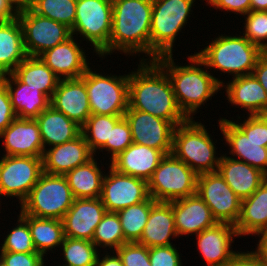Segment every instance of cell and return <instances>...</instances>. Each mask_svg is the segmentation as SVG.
I'll list each match as a JSON object with an SVG mask.
<instances>
[{"label":"cell","mask_w":267,"mask_h":266,"mask_svg":"<svg viewBox=\"0 0 267 266\" xmlns=\"http://www.w3.org/2000/svg\"><path fill=\"white\" fill-rule=\"evenodd\" d=\"M128 110H140L170 121L175 127L188 118L179 108L167 73L155 61H139L129 72Z\"/></svg>","instance_id":"1"},{"label":"cell","mask_w":267,"mask_h":266,"mask_svg":"<svg viewBox=\"0 0 267 266\" xmlns=\"http://www.w3.org/2000/svg\"><path fill=\"white\" fill-rule=\"evenodd\" d=\"M191 54L187 59L190 63L185 66L176 64L173 55H163L155 60L167 73L178 106L188 119H194L193 115L197 110L209 99L211 100L212 96L217 95L225 84L224 80L209 73L210 71L195 52Z\"/></svg>","instance_id":"2"},{"label":"cell","mask_w":267,"mask_h":266,"mask_svg":"<svg viewBox=\"0 0 267 266\" xmlns=\"http://www.w3.org/2000/svg\"><path fill=\"white\" fill-rule=\"evenodd\" d=\"M112 5L109 55L115 51L131 57L143 53L139 61H150L152 0H114Z\"/></svg>","instance_id":"3"},{"label":"cell","mask_w":267,"mask_h":266,"mask_svg":"<svg viewBox=\"0 0 267 266\" xmlns=\"http://www.w3.org/2000/svg\"><path fill=\"white\" fill-rule=\"evenodd\" d=\"M244 121L218 120L231 158L259 169L267 176V122L260 115H248ZM238 157V158H237Z\"/></svg>","instance_id":"4"},{"label":"cell","mask_w":267,"mask_h":266,"mask_svg":"<svg viewBox=\"0 0 267 266\" xmlns=\"http://www.w3.org/2000/svg\"><path fill=\"white\" fill-rule=\"evenodd\" d=\"M237 35H218L195 54L210 71L215 69L232 78L252 74L264 52L245 36Z\"/></svg>","instance_id":"5"},{"label":"cell","mask_w":267,"mask_h":266,"mask_svg":"<svg viewBox=\"0 0 267 266\" xmlns=\"http://www.w3.org/2000/svg\"><path fill=\"white\" fill-rule=\"evenodd\" d=\"M207 131L201 121L188 119L176 126L173 133L171 153L197 175L216 172L221 159V154L216 153L217 142Z\"/></svg>","instance_id":"6"},{"label":"cell","mask_w":267,"mask_h":266,"mask_svg":"<svg viewBox=\"0 0 267 266\" xmlns=\"http://www.w3.org/2000/svg\"><path fill=\"white\" fill-rule=\"evenodd\" d=\"M196 0H152L150 61L173 55L177 35L185 28Z\"/></svg>","instance_id":"7"},{"label":"cell","mask_w":267,"mask_h":266,"mask_svg":"<svg viewBox=\"0 0 267 266\" xmlns=\"http://www.w3.org/2000/svg\"><path fill=\"white\" fill-rule=\"evenodd\" d=\"M75 197L64 175L42 173L20 205V215L62 220Z\"/></svg>","instance_id":"8"},{"label":"cell","mask_w":267,"mask_h":266,"mask_svg":"<svg viewBox=\"0 0 267 266\" xmlns=\"http://www.w3.org/2000/svg\"><path fill=\"white\" fill-rule=\"evenodd\" d=\"M113 5L110 0H77L74 36L80 34L83 41L91 43L98 57L109 55V39L112 28Z\"/></svg>","instance_id":"9"},{"label":"cell","mask_w":267,"mask_h":266,"mask_svg":"<svg viewBox=\"0 0 267 266\" xmlns=\"http://www.w3.org/2000/svg\"><path fill=\"white\" fill-rule=\"evenodd\" d=\"M197 177L186 163L167 154L147 181L150 197L169 203L196 194Z\"/></svg>","instance_id":"10"},{"label":"cell","mask_w":267,"mask_h":266,"mask_svg":"<svg viewBox=\"0 0 267 266\" xmlns=\"http://www.w3.org/2000/svg\"><path fill=\"white\" fill-rule=\"evenodd\" d=\"M91 114L124 115L128 110L129 73L105 74L92 68L84 73Z\"/></svg>","instance_id":"11"},{"label":"cell","mask_w":267,"mask_h":266,"mask_svg":"<svg viewBox=\"0 0 267 266\" xmlns=\"http://www.w3.org/2000/svg\"><path fill=\"white\" fill-rule=\"evenodd\" d=\"M0 157V196L16 197L21 205L43 173L42 157Z\"/></svg>","instance_id":"12"},{"label":"cell","mask_w":267,"mask_h":266,"mask_svg":"<svg viewBox=\"0 0 267 266\" xmlns=\"http://www.w3.org/2000/svg\"><path fill=\"white\" fill-rule=\"evenodd\" d=\"M17 18L28 56L39 57L72 36L71 29L66 25L36 14L30 7L18 10Z\"/></svg>","instance_id":"13"},{"label":"cell","mask_w":267,"mask_h":266,"mask_svg":"<svg viewBox=\"0 0 267 266\" xmlns=\"http://www.w3.org/2000/svg\"><path fill=\"white\" fill-rule=\"evenodd\" d=\"M196 193L210 208L218 223L236 225L242 199L234 193L218 171L199 174Z\"/></svg>","instance_id":"14"},{"label":"cell","mask_w":267,"mask_h":266,"mask_svg":"<svg viewBox=\"0 0 267 266\" xmlns=\"http://www.w3.org/2000/svg\"><path fill=\"white\" fill-rule=\"evenodd\" d=\"M107 169L109 170L103 178L100 196L107 212L116 213L150 198L146 180L121 174L110 163Z\"/></svg>","instance_id":"15"},{"label":"cell","mask_w":267,"mask_h":266,"mask_svg":"<svg viewBox=\"0 0 267 266\" xmlns=\"http://www.w3.org/2000/svg\"><path fill=\"white\" fill-rule=\"evenodd\" d=\"M124 117L131 128L132 142L162 151L172 152L175 126L167 120L140 110H127Z\"/></svg>","instance_id":"16"},{"label":"cell","mask_w":267,"mask_h":266,"mask_svg":"<svg viewBox=\"0 0 267 266\" xmlns=\"http://www.w3.org/2000/svg\"><path fill=\"white\" fill-rule=\"evenodd\" d=\"M236 228L228 223H216L196 235L197 250L206 261L205 266H228L240 251L232 249Z\"/></svg>","instance_id":"17"},{"label":"cell","mask_w":267,"mask_h":266,"mask_svg":"<svg viewBox=\"0 0 267 266\" xmlns=\"http://www.w3.org/2000/svg\"><path fill=\"white\" fill-rule=\"evenodd\" d=\"M106 212L100 197L75 199L62 218L64 236L92 241L95 228Z\"/></svg>","instance_id":"18"},{"label":"cell","mask_w":267,"mask_h":266,"mask_svg":"<svg viewBox=\"0 0 267 266\" xmlns=\"http://www.w3.org/2000/svg\"><path fill=\"white\" fill-rule=\"evenodd\" d=\"M50 105L82 127L91 115L84 74L80 78L60 79Z\"/></svg>","instance_id":"19"},{"label":"cell","mask_w":267,"mask_h":266,"mask_svg":"<svg viewBox=\"0 0 267 266\" xmlns=\"http://www.w3.org/2000/svg\"><path fill=\"white\" fill-rule=\"evenodd\" d=\"M0 138L4 144L3 156H43L44 146L35 119L16 117L0 134Z\"/></svg>","instance_id":"20"},{"label":"cell","mask_w":267,"mask_h":266,"mask_svg":"<svg viewBox=\"0 0 267 266\" xmlns=\"http://www.w3.org/2000/svg\"><path fill=\"white\" fill-rule=\"evenodd\" d=\"M82 47L72 35L39 57L60 79L80 78L91 64Z\"/></svg>","instance_id":"21"},{"label":"cell","mask_w":267,"mask_h":266,"mask_svg":"<svg viewBox=\"0 0 267 266\" xmlns=\"http://www.w3.org/2000/svg\"><path fill=\"white\" fill-rule=\"evenodd\" d=\"M93 157L95 156L81 133L73 140L44 149L43 172L51 175H65Z\"/></svg>","instance_id":"22"},{"label":"cell","mask_w":267,"mask_h":266,"mask_svg":"<svg viewBox=\"0 0 267 266\" xmlns=\"http://www.w3.org/2000/svg\"><path fill=\"white\" fill-rule=\"evenodd\" d=\"M172 208L178 238L197 235L217 223L210 208L197 193L172 201Z\"/></svg>","instance_id":"23"},{"label":"cell","mask_w":267,"mask_h":266,"mask_svg":"<svg viewBox=\"0 0 267 266\" xmlns=\"http://www.w3.org/2000/svg\"><path fill=\"white\" fill-rule=\"evenodd\" d=\"M165 154L142 144L132 143L111 162L117 172L148 181Z\"/></svg>","instance_id":"24"},{"label":"cell","mask_w":267,"mask_h":266,"mask_svg":"<svg viewBox=\"0 0 267 266\" xmlns=\"http://www.w3.org/2000/svg\"><path fill=\"white\" fill-rule=\"evenodd\" d=\"M225 88L226 98L235 107L247 111L248 115L262 114L267 111V94L253 74L232 78ZM245 109V110H244Z\"/></svg>","instance_id":"25"},{"label":"cell","mask_w":267,"mask_h":266,"mask_svg":"<svg viewBox=\"0 0 267 266\" xmlns=\"http://www.w3.org/2000/svg\"><path fill=\"white\" fill-rule=\"evenodd\" d=\"M226 155H221L217 171L240 199L251 196L267 176L259 169Z\"/></svg>","instance_id":"26"},{"label":"cell","mask_w":267,"mask_h":266,"mask_svg":"<svg viewBox=\"0 0 267 266\" xmlns=\"http://www.w3.org/2000/svg\"><path fill=\"white\" fill-rule=\"evenodd\" d=\"M6 85L13 110L18 118L36 119L50 106V98L39 89L22 83L13 73L0 76Z\"/></svg>","instance_id":"27"},{"label":"cell","mask_w":267,"mask_h":266,"mask_svg":"<svg viewBox=\"0 0 267 266\" xmlns=\"http://www.w3.org/2000/svg\"><path fill=\"white\" fill-rule=\"evenodd\" d=\"M178 237L175 228L172 202H157L149 213V218L138 243L151 248L173 245L172 238Z\"/></svg>","instance_id":"28"},{"label":"cell","mask_w":267,"mask_h":266,"mask_svg":"<svg viewBox=\"0 0 267 266\" xmlns=\"http://www.w3.org/2000/svg\"><path fill=\"white\" fill-rule=\"evenodd\" d=\"M35 120L40 128L44 149L73 140L81 134V126L51 105Z\"/></svg>","instance_id":"29"},{"label":"cell","mask_w":267,"mask_h":266,"mask_svg":"<svg viewBox=\"0 0 267 266\" xmlns=\"http://www.w3.org/2000/svg\"><path fill=\"white\" fill-rule=\"evenodd\" d=\"M235 228L240 238L255 236L267 228V178L251 196L242 199Z\"/></svg>","instance_id":"30"},{"label":"cell","mask_w":267,"mask_h":266,"mask_svg":"<svg viewBox=\"0 0 267 266\" xmlns=\"http://www.w3.org/2000/svg\"><path fill=\"white\" fill-rule=\"evenodd\" d=\"M27 56L18 18L0 22V76L12 73Z\"/></svg>","instance_id":"31"},{"label":"cell","mask_w":267,"mask_h":266,"mask_svg":"<svg viewBox=\"0 0 267 266\" xmlns=\"http://www.w3.org/2000/svg\"><path fill=\"white\" fill-rule=\"evenodd\" d=\"M96 160L93 157L87 163L68 171L64 175L75 199L99 198L101 196L102 182L106 172L102 171L100 168L102 166H99Z\"/></svg>","instance_id":"32"},{"label":"cell","mask_w":267,"mask_h":266,"mask_svg":"<svg viewBox=\"0 0 267 266\" xmlns=\"http://www.w3.org/2000/svg\"><path fill=\"white\" fill-rule=\"evenodd\" d=\"M12 73L22 83L39 89L50 99L60 81L40 57L27 56Z\"/></svg>","instance_id":"33"},{"label":"cell","mask_w":267,"mask_h":266,"mask_svg":"<svg viewBox=\"0 0 267 266\" xmlns=\"http://www.w3.org/2000/svg\"><path fill=\"white\" fill-rule=\"evenodd\" d=\"M28 223L36 252L44 257L52 249L59 248L64 240L62 220L21 215Z\"/></svg>","instance_id":"34"},{"label":"cell","mask_w":267,"mask_h":266,"mask_svg":"<svg viewBox=\"0 0 267 266\" xmlns=\"http://www.w3.org/2000/svg\"><path fill=\"white\" fill-rule=\"evenodd\" d=\"M156 203L157 202L150 197L148 200L116 212L122 226L124 239L127 242H138L140 240L143 229L149 218L151 208Z\"/></svg>","instance_id":"35"},{"label":"cell","mask_w":267,"mask_h":266,"mask_svg":"<svg viewBox=\"0 0 267 266\" xmlns=\"http://www.w3.org/2000/svg\"><path fill=\"white\" fill-rule=\"evenodd\" d=\"M122 117L124 115L91 114L81 127V133L95 157L98 149L110 142L111 129Z\"/></svg>","instance_id":"36"},{"label":"cell","mask_w":267,"mask_h":266,"mask_svg":"<svg viewBox=\"0 0 267 266\" xmlns=\"http://www.w3.org/2000/svg\"><path fill=\"white\" fill-rule=\"evenodd\" d=\"M60 248L65 263L60 266H95L99 250L102 251L92 241L68 237H64Z\"/></svg>","instance_id":"37"},{"label":"cell","mask_w":267,"mask_h":266,"mask_svg":"<svg viewBox=\"0 0 267 266\" xmlns=\"http://www.w3.org/2000/svg\"><path fill=\"white\" fill-rule=\"evenodd\" d=\"M92 242L96 247L105 248L106 252L116 251L127 241L124 239L122 226L115 212H106L100 223L95 228Z\"/></svg>","instance_id":"38"},{"label":"cell","mask_w":267,"mask_h":266,"mask_svg":"<svg viewBox=\"0 0 267 266\" xmlns=\"http://www.w3.org/2000/svg\"><path fill=\"white\" fill-rule=\"evenodd\" d=\"M76 5L77 0H34L29 7L36 14L72 29L75 23Z\"/></svg>","instance_id":"39"},{"label":"cell","mask_w":267,"mask_h":266,"mask_svg":"<svg viewBox=\"0 0 267 266\" xmlns=\"http://www.w3.org/2000/svg\"><path fill=\"white\" fill-rule=\"evenodd\" d=\"M16 227L5 236L0 251L29 253L36 252L27 221L19 214Z\"/></svg>","instance_id":"40"},{"label":"cell","mask_w":267,"mask_h":266,"mask_svg":"<svg viewBox=\"0 0 267 266\" xmlns=\"http://www.w3.org/2000/svg\"><path fill=\"white\" fill-rule=\"evenodd\" d=\"M244 17V32L241 35L263 52H267V11L250 10Z\"/></svg>","instance_id":"41"},{"label":"cell","mask_w":267,"mask_h":266,"mask_svg":"<svg viewBox=\"0 0 267 266\" xmlns=\"http://www.w3.org/2000/svg\"><path fill=\"white\" fill-rule=\"evenodd\" d=\"M131 128L125 117H122L111 129L110 142L106 144L98 151H107V154H111L109 158L111 162L121 152H123L128 146L132 144Z\"/></svg>","instance_id":"42"},{"label":"cell","mask_w":267,"mask_h":266,"mask_svg":"<svg viewBox=\"0 0 267 266\" xmlns=\"http://www.w3.org/2000/svg\"><path fill=\"white\" fill-rule=\"evenodd\" d=\"M115 252L124 266H151L149 248L138 242H126Z\"/></svg>","instance_id":"43"},{"label":"cell","mask_w":267,"mask_h":266,"mask_svg":"<svg viewBox=\"0 0 267 266\" xmlns=\"http://www.w3.org/2000/svg\"><path fill=\"white\" fill-rule=\"evenodd\" d=\"M177 249L175 244L149 248L151 266H183Z\"/></svg>","instance_id":"44"},{"label":"cell","mask_w":267,"mask_h":266,"mask_svg":"<svg viewBox=\"0 0 267 266\" xmlns=\"http://www.w3.org/2000/svg\"><path fill=\"white\" fill-rule=\"evenodd\" d=\"M0 261L5 266H46L45 257L38 252L0 251Z\"/></svg>","instance_id":"45"},{"label":"cell","mask_w":267,"mask_h":266,"mask_svg":"<svg viewBox=\"0 0 267 266\" xmlns=\"http://www.w3.org/2000/svg\"><path fill=\"white\" fill-rule=\"evenodd\" d=\"M6 85L0 80V134L16 118Z\"/></svg>","instance_id":"46"},{"label":"cell","mask_w":267,"mask_h":266,"mask_svg":"<svg viewBox=\"0 0 267 266\" xmlns=\"http://www.w3.org/2000/svg\"><path fill=\"white\" fill-rule=\"evenodd\" d=\"M207 5H211V7H215V9H222L225 12L229 11L230 13H235L242 15H246L250 11V0H204Z\"/></svg>","instance_id":"47"},{"label":"cell","mask_w":267,"mask_h":266,"mask_svg":"<svg viewBox=\"0 0 267 266\" xmlns=\"http://www.w3.org/2000/svg\"><path fill=\"white\" fill-rule=\"evenodd\" d=\"M228 266H267L253 251H240Z\"/></svg>","instance_id":"48"},{"label":"cell","mask_w":267,"mask_h":266,"mask_svg":"<svg viewBox=\"0 0 267 266\" xmlns=\"http://www.w3.org/2000/svg\"><path fill=\"white\" fill-rule=\"evenodd\" d=\"M252 74L260 82L267 94V52H264L258 59Z\"/></svg>","instance_id":"49"},{"label":"cell","mask_w":267,"mask_h":266,"mask_svg":"<svg viewBox=\"0 0 267 266\" xmlns=\"http://www.w3.org/2000/svg\"><path fill=\"white\" fill-rule=\"evenodd\" d=\"M100 254L101 253L99 252L97 259H96L95 266H124L121 258L118 256V254L115 251L114 252L112 251V255H111V252L109 253L108 251L104 252V254H101L102 258Z\"/></svg>","instance_id":"50"},{"label":"cell","mask_w":267,"mask_h":266,"mask_svg":"<svg viewBox=\"0 0 267 266\" xmlns=\"http://www.w3.org/2000/svg\"><path fill=\"white\" fill-rule=\"evenodd\" d=\"M18 10L8 0H0V22H7L17 18Z\"/></svg>","instance_id":"51"},{"label":"cell","mask_w":267,"mask_h":266,"mask_svg":"<svg viewBox=\"0 0 267 266\" xmlns=\"http://www.w3.org/2000/svg\"><path fill=\"white\" fill-rule=\"evenodd\" d=\"M257 236L260 238L256 250L253 251L262 261L267 264V228L261 230Z\"/></svg>","instance_id":"52"},{"label":"cell","mask_w":267,"mask_h":266,"mask_svg":"<svg viewBox=\"0 0 267 266\" xmlns=\"http://www.w3.org/2000/svg\"><path fill=\"white\" fill-rule=\"evenodd\" d=\"M250 10L267 11V0H250Z\"/></svg>","instance_id":"53"},{"label":"cell","mask_w":267,"mask_h":266,"mask_svg":"<svg viewBox=\"0 0 267 266\" xmlns=\"http://www.w3.org/2000/svg\"><path fill=\"white\" fill-rule=\"evenodd\" d=\"M12 3L17 10H22L27 8V0H8Z\"/></svg>","instance_id":"54"},{"label":"cell","mask_w":267,"mask_h":266,"mask_svg":"<svg viewBox=\"0 0 267 266\" xmlns=\"http://www.w3.org/2000/svg\"><path fill=\"white\" fill-rule=\"evenodd\" d=\"M267 122V111H265L264 113L260 114Z\"/></svg>","instance_id":"55"},{"label":"cell","mask_w":267,"mask_h":266,"mask_svg":"<svg viewBox=\"0 0 267 266\" xmlns=\"http://www.w3.org/2000/svg\"><path fill=\"white\" fill-rule=\"evenodd\" d=\"M34 0H27V7L30 6V4L33 2Z\"/></svg>","instance_id":"56"}]
</instances>
